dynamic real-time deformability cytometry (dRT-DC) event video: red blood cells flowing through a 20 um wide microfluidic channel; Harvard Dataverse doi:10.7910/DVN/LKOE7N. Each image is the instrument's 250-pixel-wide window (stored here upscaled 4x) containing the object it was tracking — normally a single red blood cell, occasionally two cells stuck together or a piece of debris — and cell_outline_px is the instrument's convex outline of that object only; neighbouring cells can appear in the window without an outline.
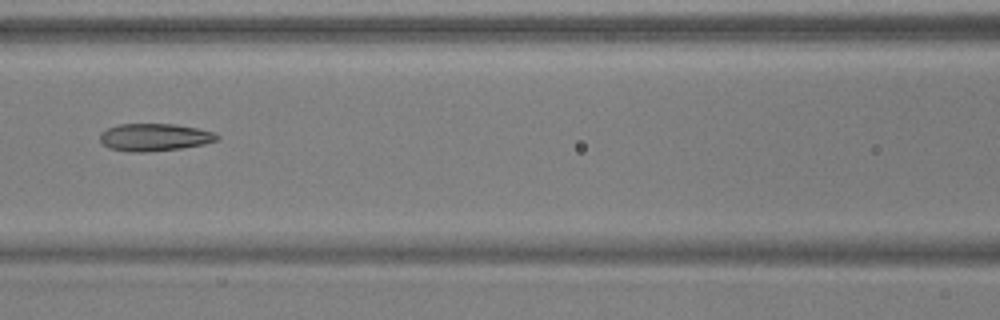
{"species": "common noctule bat (a hibernating species)", "species_latin": "Nyctalus noctula", "temperature_condition": "warm", "stored_images_in_passage": 6, "camera_frame_rate_fps": 3000, "um_per_image_px": 0.085, "animal": {"sex": "male", "body_mass_g": 17.9, "forearm_length_mm": 54.2}, "frame": {"image": 1, "passage_image": 6, "time_ms": 1.667, "image_size_px": [1000, 320], "cell_outline_px": [[220, 136], [216, 140], [204, 144], [180, 148], [144, 152], [128, 152], [108, 148], [100, 140], [100, 132], [108, 128], [120, 124], [176, 124], [196, 128], [212, 132]], "centroid_in_image_um": [13.09, 11.66], "position_along_channel_um": 153.5, "area_um2": 18.61}}